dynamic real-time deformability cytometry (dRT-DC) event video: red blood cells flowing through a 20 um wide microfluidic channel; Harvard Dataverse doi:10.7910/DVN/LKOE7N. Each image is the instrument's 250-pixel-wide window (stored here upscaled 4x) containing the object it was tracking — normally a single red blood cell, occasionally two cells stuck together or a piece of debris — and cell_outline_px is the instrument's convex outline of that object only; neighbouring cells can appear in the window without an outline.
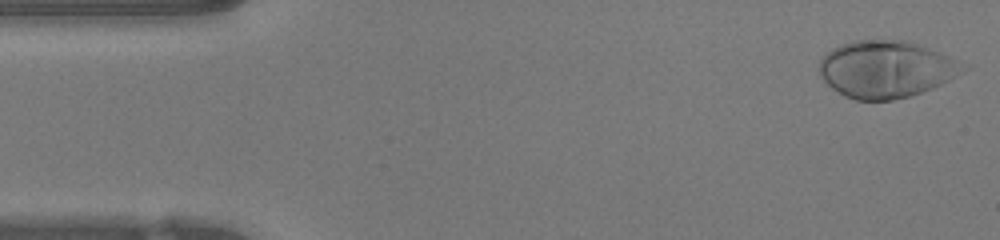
{"species": "human", "species_latin": "Homo sapiens", "temperature_condition": "warm", "stored_images_in_passage": 46, "camera_frame_rate_fps": 3000, "um_per_image_px": 0.085, "donor": {"sex": "female"}, "frame": {"image": 1, "passage_image": 1, "time_ms": 0.0, "image_size_px": [1000, 240], "cell_outline_px": [[968, 68], [964, 72], [932, 88], [908, 96], [892, 100], [856, 100], [844, 96], [832, 88], [820, 76], [820, 60], [832, 48], [840, 44], [856, 40], [908, 40], [940, 52], [956, 60]], "centroid_in_image_um": [75.3, 5.87], "position_along_channel_um": 9.7, "area_um2": 47.51}}
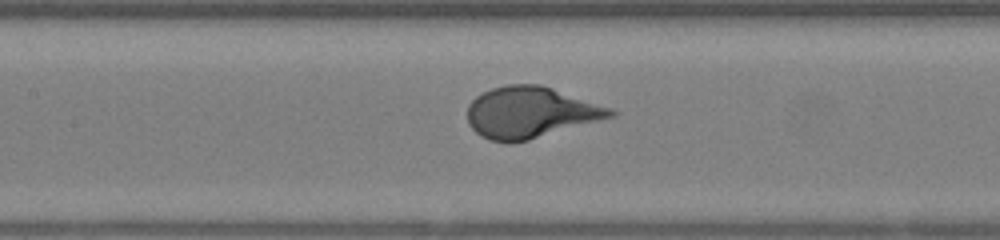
{"frame": {"image": 2, "passage_image": 20, "time_ms": 6.333, "image_size_px": [1000, 240], "cell_outline_px": [[620, 112], [616, 116], [528, 140], [508, 144], [488, 140], [480, 136], [468, 124], [468, 104], [476, 96], [492, 88], [508, 84], [540, 84], [612, 108]], "centroid_in_image_um": [45.09, 9.57], "position_along_channel_um": 162.3, "area_um2": 42.89}}
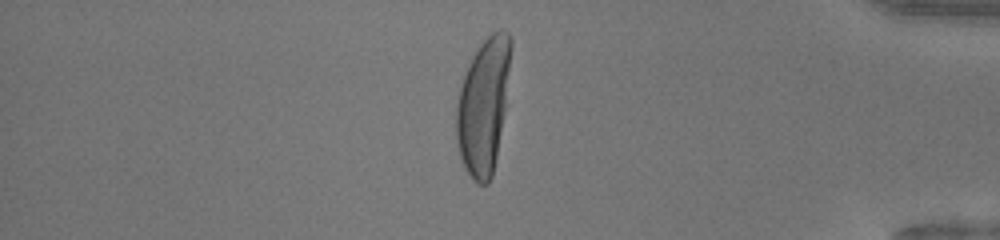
{"frame": {"image": 3, "passage_image": 39, "time_ms": 12.667, "image_size_px": [1000, 240], "cell_outline_px": [[512, 48], [504, 112], [496, 156], [492, 176], [488, 184], [476, 184], [472, 180], [464, 168], [460, 156], [456, 140], [456, 104], [460, 88], [468, 64], [472, 56], [480, 44], [492, 32], [500, 28], [508, 32], [512, 36]], "centroid_in_image_um": [41.09, 8.97], "position_along_channel_um": 394.1, "area_um2": 43.06}, "authors_computed_cell_mechanics": {"area_um2": 43.0321, "velocity_mm_per_s": 4.2307, "shape_relaxation_time_tau1_ms": 2.813, "shape_relaxation_time_tau2_ms": null, "deformation_change_tau1": 0.244, "deformation_change_tau2": null}}